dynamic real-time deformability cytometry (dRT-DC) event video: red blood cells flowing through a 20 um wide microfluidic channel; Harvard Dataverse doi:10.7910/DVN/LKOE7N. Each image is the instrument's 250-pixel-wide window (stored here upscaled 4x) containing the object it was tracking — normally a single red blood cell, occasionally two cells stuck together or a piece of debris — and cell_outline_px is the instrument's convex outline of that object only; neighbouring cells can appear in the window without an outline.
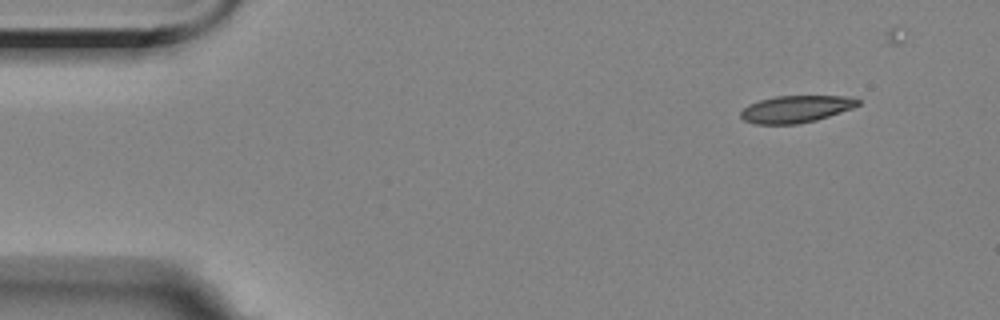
{"species": "Egyptian fruit bat (a non-hibernating species)", "species_latin": "Rousettus aegyptiacus", "temperature_condition": "room temperature", "stored_images_in_passage": 4, "camera_frame_rate_fps": 3000, "um_per_image_px": 0.085, "animal": {"sex": "female"}, "frame": {"image": 1, "passage_image": 1, "time_ms": 0.0, "image_size_px": [1000, 320], "cell_outline_px": [[860, 104], [852, 108], [816, 120], [800, 124], [756, 124], [744, 120], [740, 116], [740, 112], [748, 104], [760, 100], [776, 96], [844, 96], [860, 100]], "centroid_in_image_um": [67.63, 9.27], "position_along_channel_um": 17.4, "area_um2": 18.38}}
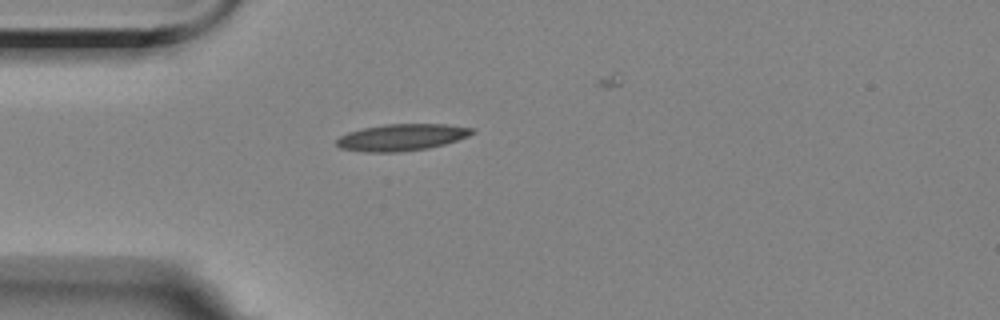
{"frame": {"image": 2, "passage_image": 4, "time_ms": 3.333, "image_size_px": [1000, 320], "cell_outline_px": [[476, 132], [468, 136], [444, 144], [428, 148], [400, 152], [364, 152], [340, 148], [336, 144], [336, 140], [340, 136], [348, 132], [364, 128], [384, 124], [448, 124], [476, 128]], "centroid_in_image_um": [34.17, 11.67], "position_along_channel_um": 50.8, "area_um2": 21.21}}